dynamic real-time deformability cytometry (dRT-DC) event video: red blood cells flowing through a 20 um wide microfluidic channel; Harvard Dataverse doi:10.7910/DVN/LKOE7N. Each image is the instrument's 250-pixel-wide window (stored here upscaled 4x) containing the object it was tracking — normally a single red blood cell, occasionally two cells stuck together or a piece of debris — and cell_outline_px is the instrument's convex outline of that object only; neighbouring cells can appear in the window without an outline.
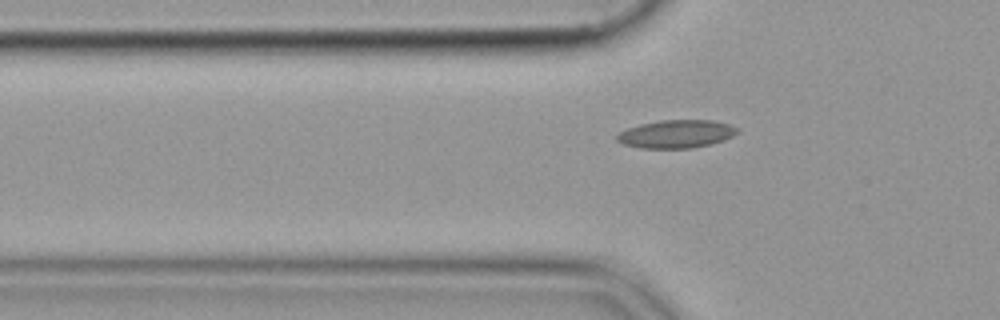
{"species": "common noctule bat (a hibernating species)", "species_latin": "Nyctalus noctula", "temperature_condition": "cold", "stored_images_in_passage": 44, "camera_frame_rate_fps": 3000, "um_per_image_px": 0.085, "animal": {"sex": "female", "body_mass_g": 19.9}, "frame": {"image": 1, "passage_image": 10, "time_ms": 3.0, "image_size_px": [1000, 320], "cell_outline_px": [[740, 132], [724, 140], [712, 144], [692, 148], [640, 148], [624, 144], [616, 140], [616, 136], [620, 132], [628, 128], [640, 124], [660, 120], [712, 120], [728, 124], [740, 128]], "centroid_in_image_um": [57.52, 11.39], "position_along_channel_um": 68.3, "area_um2": 19.77}}
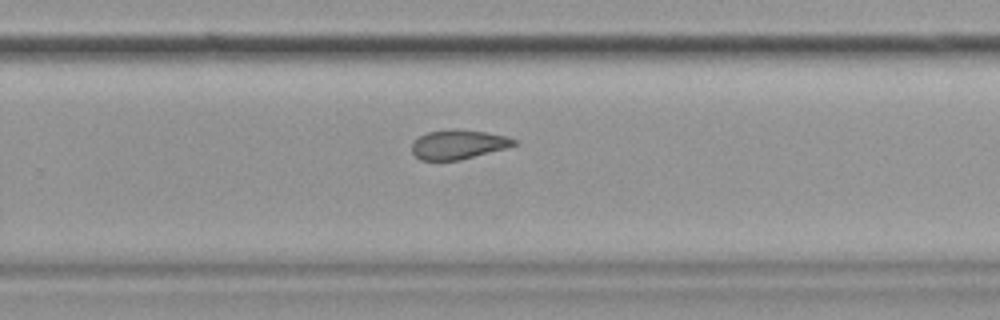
{"frame": {"image": 2, "passage_image": 28, "time_ms": 9.0, "image_size_px": [1000, 320], "cell_outline_px": [[516, 144], [508, 148], [460, 160], [420, 160], [412, 152], [412, 144], [420, 136], [428, 132], [452, 128], [488, 132], [508, 136], [516, 140]], "centroid_in_image_um": [38.99, 12.27], "position_along_channel_um": 290.8, "area_um2": 17.57}}
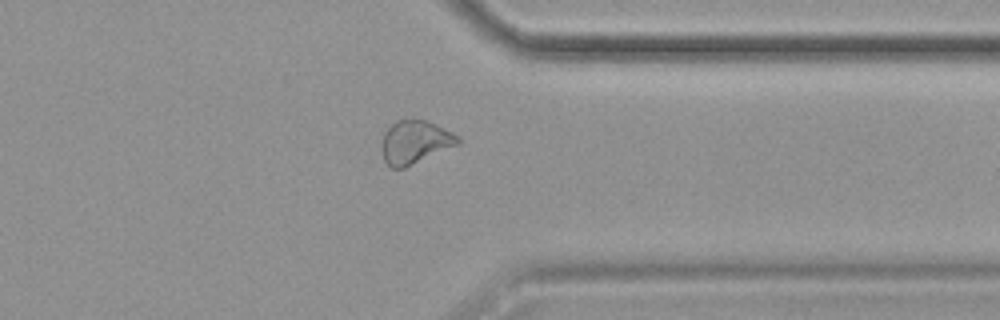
{"frame": {"image": 3, "passage_image": 35, "time_ms": 11.333, "image_size_px": [1000, 320], "cell_outline_px": [[460, 144], [404, 168], [392, 168], [384, 160], [384, 132], [396, 120], [412, 116], [436, 124], [460, 136]], "centroid_in_image_um": [35.32, 12.03], "position_along_channel_um": 376.1, "area_um2": 19.25}}